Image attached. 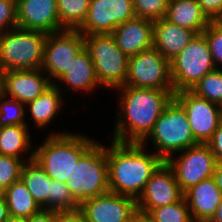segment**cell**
I'll list each match as a JSON object with an SVG mask.
<instances>
[{
    "mask_svg": "<svg viewBox=\"0 0 222 222\" xmlns=\"http://www.w3.org/2000/svg\"><path fill=\"white\" fill-rule=\"evenodd\" d=\"M115 90L121 94L112 140L118 142L141 143L174 98V90L135 88L127 85Z\"/></svg>",
    "mask_w": 222,
    "mask_h": 222,
    "instance_id": "1",
    "label": "cell"
},
{
    "mask_svg": "<svg viewBox=\"0 0 222 222\" xmlns=\"http://www.w3.org/2000/svg\"><path fill=\"white\" fill-rule=\"evenodd\" d=\"M145 148L142 143L114 140L106 146L109 192L137 201L152 173L163 162L157 154L147 152Z\"/></svg>",
    "mask_w": 222,
    "mask_h": 222,
    "instance_id": "2",
    "label": "cell"
},
{
    "mask_svg": "<svg viewBox=\"0 0 222 222\" xmlns=\"http://www.w3.org/2000/svg\"><path fill=\"white\" fill-rule=\"evenodd\" d=\"M34 150V160L54 180H71L74 166L81 156L97 141L71 132H53Z\"/></svg>",
    "mask_w": 222,
    "mask_h": 222,
    "instance_id": "3",
    "label": "cell"
},
{
    "mask_svg": "<svg viewBox=\"0 0 222 222\" xmlns=\"http://www.w3.org/2000/svg\"><path fill=\"white\" fill-rule=\"evenodd\" d=\"M146 141H152L155 148L153 152L163 161L198 144L192 134L185 110L174 98L155 122L153 130L141 143L146 145L148 144Z\"/></svg>",
    "mask_w": 222,
    "mask_h": 222,
    "instance_id": "4",
    "label": "cell"
},
{
    "mask_svg": "<svg viewBox=\"0 0 222 222\" xmlns=\"http://www.w3.org/2000/svg\"><path fill=\"white\" fill-rule=\"evenodd\" d=\"M47 34L14 27L0 35V70L41 69Z\"/></svg>",
    "mask_w": 222,
    "mask_h": 222,
    "instance_id": "5",
    "label": "cell"
},
{
    "mask_svg": "<svg viewBox=\"0 0 222 222\" xmlns=\"http://www.w3.org/2000/svg\"><path fill=\"white\" fill-rule=\"evenodd\" d=\"M74 200H84L109 192L106 145L95 142L79 159L71 180L65 182Z\"/></svg>",
    "mask_w": 222,
    "mask_h": 222,
    "instance_id": "6",
    "label": "cell"
},
{
    "mask_svg": "<svg viewBox=\"0 0 222 222\" xmlns=\"http://www.w3.org/2000/svg\"><path fill=\"white\" fill-rule=\"evenodd\" d=\"M100 87L112 90L125 85L129 58L115 43L111 34L84 35Z\"/></svg>",
    "mask_w": 222,
    "mask_h": 222,
    "instance_id": "7",
    "label": "cell"
},
{
    "mask_svg": "<svg viewBox=\"0 0 222 222\" xmlns=\"http://www.w3.org/2000/svg\"><path fill=\"white\" fill-rule=\"evenodd\" d=\"M216 69L205 36L196 34L188 45L170 61L174 93L191 90L202 77Z\"/></svg>",
    "mask_w": 222,
    "mask_h": 222,
    "instance_id": "8",
    "label": "cell"
},
{
    "mask_svg": "<svg viewBox=\"0 0 222 222\" xmlns=\"http://www.w3.org/2000/svg\"><path fill=\"white\" fill-rule=\"evenodd\" d=\"M125 85L135 88L174 90L170 62L154 47L141 51L128 60Z\"/></svg>",
    "mask_w": 222,
    "mask_h": 222,
    "instance_id": "9",
    "label": "cell"
},
{
    "mask_svg": "<svg viewBox=\"0 0 222 222\" xmlns=\"http://www.w3.org/2000/svg\"><path fill=\"white\" fill-rule=\"evenodd\" d=\"M166 162L173 170L183 192L203 180L212 178L217 165L216 157L207 143L188 147L176 153L175 157L168 158Z\"/></svg>",
    "mask_w": 222,
    "mask_h": 222,
    "instance_id": "10",
    "label": "cell"
},
{
    "mask_svg": "<svg viewBox=\"0 0 222 222\" xmlns=\"http://www.w3.org/2000/svg\"><path fill=\"white\" fill-rule=\"evenodd\" d=\"M84 48V35L77 29H64L47 34L41 70L52 84H56V80L66 72L72 60Z\"/></svg>",
    "mask_w": 222,
    "mask_h": 222,
    "instance_id": "11",
    "label": "cell"
},
{
    "mask_svg": "<svg viewBox=\"0 0 222 222\" xmlns=\"http://www.w3.org/2000/svg\"><path fill=\"white\" fill-rule=\"evenodd\" d=\"M174 99L185 110L195 140L207 143L222 122V107L190 90L175 92Z\"/></svg>",
    "mask_w": 222,
    "mask_h": 222,
    "instance_id": "12",
    "label": "cell"
},
{
    "mask_svg": "<svg viewBox=\"0 0 222 222\" xmlns=\"http://www.w3.org/2000/svg\"><path fill=\"white\" fill-rule=\"evenodd\" d=\"M134 17L132 0H90L87 17L77 30L83 35L110 34Z\"/></svg>",
    "mask_w": 222,
    "mask_h": 222,
    "instance_id": "13",
    "label": "cell"
},
{
    "mask_svg": "<svg viewBox=\"0 0 222 222\" xmlns=\"http://www.w3.org/2000/svg\"><path fill=\"white\" fill-rule=\"evenodd\" d=\"M184 197L171 167L163 161L152 173L137 199V212L148 214L152 209L179 202Z\"/></svg>",
    "mask_w": 222,
    "mask_h": 222,
    "instance_id": "14",
    "label": "cell"
},
{
    "mask_svg": "<svg viewBox=\"0 0 222 222\" xmlns=\"http://www.w3.org/2000/svg\"><path fill=\"white\" fill-rule=\"evenodd\" d=\"M79 209L87 222H131L137 213L134 198L107 192L84 200Z\"/></svg>",
    "mask_w": 222,
    "mask_h": 222,
    "instance_id": "15",
    "label": "cell"
},
{
    "mask_svg": "<svg viewBox=\"0 0 222 222\" xmlns=\"http://www.w3.org/2000/svg\"><path fill=\"white\" fill-rule=\"evenodd\" d=\"M17 27L50 34L64 30L56 0H16Z\"/></svg>",
    "mask_w": 222,
    "mask_h": 222,
    "instance_id": "16",
    "label": "cell"
},
{
    "mask_svg": "<svg viewBox=\"0 0 222 222\" xmlns=\"http://www.w3.org/2000/svg\"><path fill=\"white\" fill-rule=\"evenodd\" d=\"M52 85L41 69L2 72V93L27 105Z\"/></svg>",
    "mask_w": 222,
    "mask_h": 222,
    "instance_id": "17",
    "label": "cell"
},
{
    "mask_svg": "<svg viewBox=\"0 0 222 222\" xmlns=\"http://www.w3.org/2000/svg\"><path fill=\"white\" fill-rule=\"evenodd\" d=\"M153 23L149 19L135 16L118 25L110 34L121 51L130 58L153 48Z\"/></svg>",
    "mask_w": 222,
    "mask_h": 222,
    "instance_id": "18",
    "label": "cell"
},
{
    "mask_svg": "<svg viewBox=\"0 0 222 222\" xmlns=\"http://www.w3.org/2000/svg\"><path fill=\"white\" fill-rule=\"evenodd\" d=\"M196 33L161 18L153 23V47L169 62L192 40Z\"/></svg>",
    "mask_w": 222,
    "mask_h": 222,
    "instance_id": "19",
    "label": "cell"
},
{
    "mask_svg": "<svg viewBox=\"0 0 222 222\" xmlns=\"http://www.w3.org/2000/svg\"><path fill=\"white\" fill-rule=\"evenodd\" d=\"M184 197L192 219L199 220L214 216L221 202L222 192L214 179L209 178L191 186L184 192Z\"/></svg>",
    "mask_w": 222,
    "mask_h": 222,
    "instance_id": "20",
    "label": "cell"
},
{
    "mask_svg": "<svg viewBox=\"0 0 222 222\" xmlns=\"http://www.w3.org/2000/svg\"><path fill=\"white\" fill-rule=\"evenodd\" d=\"M58 81L65 83L68 90H72V92L92 93L98 86L100 88L93 61L85 48L72 60Z\"/></svg>",
    "mask_w": 222,
    "mask_h": 222,
    "instance_id": "21",
    "label": "cell"
},
{
    "mask_svg": "<svg viewBox=\"0 0 222 222\" xmlns=\"http://www.w3.org/2000/svg\"><path fill=\"white\" fill-rule=\"evenodd\" d=\"M164 18L196 34H201L212 22L196 0H169Z\"/></svg>",
    "mask_w": 222,
    "mask_h": 222,
    "instance_id": "22",
    "label": "cell"
},
{
    "mask_svg": "<svg viewBox=\"0 0 222 222\" xmlns=\"http://www.w3.org/2000/svg\"><path fill=\"white\" fill-rule=\"evenodd\" d=\"M63 99L61 85L59 86V83H56L52 84L32 102H29L26 105V110L32 116L30 119L33 120V124L38 129H44L46 126H49L58 116L57 114L60 113V108L64 107L63 103L65 100Z\"/></svg>",
    "mask_w": 222,
    "mask_h": 222,
    "instance_id": "23",
    "label": "cell"
},
{
    "mask_svg": "<svg viewBox=\"0 0 222 222\" xmlns=\"http://www.w3.org/2000/svg\"><path fill=\"white\" fill-rule=\"evenodd\" d=\"M20 179L26 185L37 204L42 209H48L51 178L34 159L24 163Z\"/></svg>",
    "mask_w": 222,
    "mask_h": 222,
    "instance_id": "24",
    "label": "cell"
},
{
    "mask_svg": "<svg viewBox=\"0 0 222 222\" xmlns=\"http://www.w3.org/2000/svg\"><path fill=\"white\" fill-rule=\"evenodd\" d=\"M30 126L10 125L0 127V155L24 159L23 153H34ZM31 138V139H30ZM29 150V151H28Z\"/></svg>",
    "mask_w": 222,
    "mask_h": 222,
    "instance_id": "25",
    "label": "cell"
},
{
    "mask_svg": "<svg viewBox=\"0 0 222 222\" xmlns=\"http://www.w3.org/2000/svg\"><path fill=\"white\" fill-rule=\"evenodd\" d=\"M4 198L12 216L29 218L42 209L21 179L4 190Z\"/></svg>",
    "mask_w": 222,
    "mask_h": 222,
    "instance_id": "26",
    "label": "cell"
},
{
    "mask_svg": "<svg viewBox=\"0 0 222 222\" xmlns=\"http://www.w3.org/2000/svg\"><path fill=\"white\" fill-rule=\"evenodd\" d=\"M60 24L65 29H78L85 21L90 0H56Z\"/></svg>",
    "mask_w": 222,
    "mask_h": 222,
    "instance_id": "27",
    "label": "cell"
},
{
    "mask_svg": "<svg viewBox=\"0 0 222 222\" xmlns=\"http://www.w3.org/2000/svg\"><path fill=\"white\" fill-rule=\"evenodd\" d=\"M190 91L222 107V69L206 74Z\"/></svg>",
    "mask_w": 222,
    "mask_h": 222,
    "instance_id": "28",
    "label": "cell"
},
{
    "mask_svg": "<svg viewBox=\"0 0 222 222\" xmlns=\"http://www.w3.org/2000/svg\"><path fill=\"white\" fill-rule=\"evenodd\" d=\"M147 216L153 222H193L185 197L177 203L154 208Z\"/></svg>",
    "mask_w": 222,
    "mask_h": 222,
    "instance_id": "29",
    "label": "cell"
},
{
    "mask_svg": "<svg viewBox=\"0 0 222 222\" xmlns=\"http://www.w3.org/2000/svg\"><path fill=\"white\" fill-rule=\"evenodd\" d=\"M26 105L18 100L0 93V127L10 125H27L25 122Z\"/></svg>",
    "mask_w": 222,
    "mask_h": 222,
    "instance_id": "30",
    "label": "cell"
},
{
    "mask_svg": "<svg viewBox=\"0 0 222 222\" xmlns=\"http://www.w3.org/2000/svg\"><path fill=\"white\" fill-rule=\"evenodd\" d=\"M27 159H19L13 156L0 155V188L5 190L15 181L20 179L21 171L26 161L34 159V153H30Z\"/></svg>",
    "mask_w": 222,
    "mask_h": 222,
    "instance_id": "31",
    "label": "cell"
},
{
    "mask_svg": "<svg viewBox=\"0 0 222 222\" xmlns=\"http://www.w3.org/2000/svg\"><path fill=\"white\" fill-rule=\"evenodd\" d=\"M78 208L79 204L72 197L67 185L58 180L51 179L48 210L65 211L76 210Z\"/></svg>",
    "mask_w": 222,
    "mask_h": 222,
    "instance_id": "32",
    "label": "cell"
},
{
    "mask_svg": "<svg viewBox=\"0 0 222 222\" xmlns=\"http://www.w3.org/2000/svg\"><path fill=\"white\" fill-rule=\"evenodd\" d=\"M136 17L156 21L165 17L169 0H132Z\"/></svg>",
    "mask_w": 222,
    "mask_h": 222,
    "instance_id": "33",
    "label": "cell"
},
{
    "mask_svg": "<svg viewBox=\"0 0 222 222\" xmlns=\"http://www.w3.org/2000/svg\"><path fill=\"white\" fill-rule=\"evenodd\" d=\"M205 36L213 62L217 69H222V27L212 21L202 32ZM220 65V66H218Z\"/></svg>",
    "mask_w": 222,
    "mask_h": 222,
    "instance_id": "34",
    "label": "cell"
},
{
    "mask_svg": "<svg viewBox=\"0 0 222 222\" xmlns=\"http://www.w3.org/2000/svg\"><path fill=\"white\" fill-rule=\"evenodd\" d=\"M17 27L16 0H0V35Z\"/></svg>",
    "mask_w": 222,
    "mask_h": 222,
    "instance_id": "35",
    "label": "cell"
},
{
    "mask_svg": "<svg viewBox=\"0 0 222 222\" xmlns=\"http://www.w3.org/2000/svg\"><path fill=\"white\" fill-rule=\"evenodd\" d=\"M211 21L222 14V0H196Z\"/></svg>",
    "mask_w": 222,
    "mask_h": 222,
    "instance_id": "36",
    "label": "cell"
},
{
    "mask_svg": "<svg viewBox=\"0 0 222 222\" xmlns=\"http://www.w3.org/2000/svg\"><path fill=\"white\" fill-rule=\"evenodd\" d=\"M55 222H87L85 215L76 210L55 211Z\"/></svg>",
    "mask_w": 222,
    "mask_h": 222,
    "instance_id": "37",
    "label": "cell"
},
{
    "mask_svg": "<svg viewBox=\"0 0 222 222\" xmlns=\"http://www.w3.org/2000/svg\"><path fill=\"white\" fill-rule=\"evenodd\" d=\"M207 144L216 157L217 162L222 163V122L219 124L218 129L214 132V135Z\"/></svg>",
    "mask_w": 222,
    "mask_h": 222,
    "instance_id": "38",
    "label": "cell"
},
{
    "mask_svg": "<svg viewBox=\"0 0 222 222\" xmlns=\"http://www.w3.org/2000/svg\"><path fill=\"white\" fill-rule=\"evenodd\" d=\"M27 222H55V210L41 209L27 218Z\"/></svg>",
    "mask_w": 222,
    "mask_h": 222,
    "instance_id": "39",
    "label": "cell"
},
{
    "mask_svg": "<svg viewBox=\"0 0 222 222\" xmlns=\"http://www.w3.org/2000/svg\"><path fill=\"white\" fill-rule=\"evenodd\" d=\"M212 178L214 179L219 190L222 192V163L217 162Z\"/></svg>",
    "mask_w": 222,
    "mask_h": 222,
    "instance_id": "40",
    "label": "cell"
},
{
    "mask_svg": "<svg viewBox=\"0 0 222 222\" xmlns=\"http://www.w3.org/2000/svg\"><path fill=\"white\" fill-rule=\"evenodd\" d=\"M8 217H9L8 206L5 198L3 197L0 200V222H5Z\"/></svg>",
    "mask_w": 222,
    "mask_h": 222,
    "instance_id": "41",
    "label": "cell"
},
{
    "mask_svg": "<svg viewBox=\"0 0 222 222\" xmlns=\"http://www.w3.org/2000/svg\"><path fill=\"white\" fill-rule=\"evenodd\" d=\"M131 222H153L146 214L137 212Z\"/></svg>",
    "mask_w": 222,
    "mask_h": 222,
    "instance_id": "42",
    "label": "cell"
},
{
    "mask_svg": "<svg viewBox=\"0 0 222 222\" xmlns=\"http://www.w3.org/2000/svg\"><path fill=\"white\" fill-rule=\"evenodd\" d=\"M5 222H27V218L9 215Z\"/></svg>",
    "mask_w": 222,
    "mask_h": 222,
    "instance_id": "43",
    "label": "cell"
},
{
    "mask_svg": "<svg viewBox=\"0 0 222 222\" xmlns=\"http://www.w3.org/2000/svg\"><path fill=\"white\" fill-rule=\"evenodd\" d=\"M214 217L216 219H218L220 222H222V199H221V202H220L218 208L216 209Z\"/></svg>",
    "mask_w": 222,
    "mask_h": 222,
    "instance_id": "44",
    "label": "cell"
},
{
    "mask_svg": "<svg viewBox=\"0 0 222 222\" xmlns=\"http://www.w3.org/2000/svg\"><path fill=\"white\" fill-rule=\"evenodd\" d=\"M193 222H220V221L216 219L214 216H212V217H207L204 219L193 220Z\"/></svg>",
    "mask_w": 222,
    "mask_h": 222,
    "instance_id": "45",
    "label": "cell"
},
{
    "mask_svg": "<svg viewBox=\"0 0 222 222\" xmlns=\"http://www.w3.org/2000/svg\"><path fill=\"white\" fill-rule=\"evenodd\" d=\"M222 27V14L215 20Z\"/></svg>",
    "mask_w": 222,
    "mask_h": 222,
    "instance_id": "46",
    "label": "cell"
},
{
    "mask_svg": "<svg viewBox=\"0 0 222 222\" xmlns=\"http://www.w3.org/2000/svg\"><path fill=\"white\" fill-rule=\"evenodd\" d=\"M2 92V71L0 70V93Z\"/></svg>",
    "mask_w": 222,
    "mask_h": 222,
    "instance_id": "47",
    "label": "cell"
},
{
    "mask_svg": "<svg viewBox=\"0 0 222 222\" xmlns=\"http://www.w3.org/2000/svg\"><path fill=\"white\" fill-rule=\"evenodd\" d=\"M4 197V190L0 188V200Z\"/></svg>",
    "mask_w": 222,
    "mask_h": 222,
    "instance_id": "48",
    "label": "cell"
}]
</instances>
